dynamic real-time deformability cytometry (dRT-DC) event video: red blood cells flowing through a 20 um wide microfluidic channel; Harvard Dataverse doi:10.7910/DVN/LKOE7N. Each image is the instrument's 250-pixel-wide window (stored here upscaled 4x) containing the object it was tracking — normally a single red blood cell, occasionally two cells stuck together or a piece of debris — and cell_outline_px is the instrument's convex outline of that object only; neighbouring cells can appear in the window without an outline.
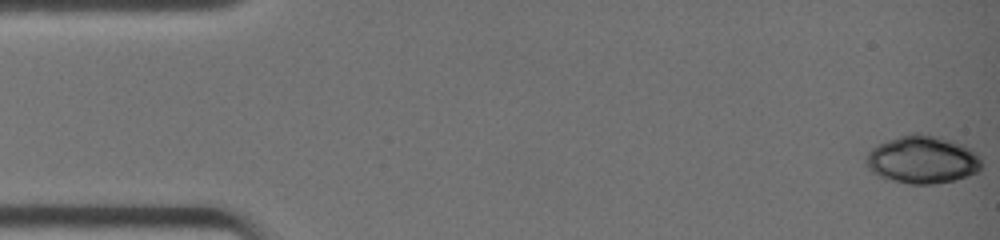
{"species": "common noctule bat (a hibernating species)", "species_latin": "Nyctalus noctula", "temperature_condition": "warm", "stored_images_in_passage": 12, "camera_frame_rate_fps": 3000, "um_per_image_px": 0.085, "animal": {"sex": "female", "body_mass_g": 19.0, "forearm_length_mm": 51.5}, "frame": {"image": 1, "passage_image": 1, "time_ms": 0.0, "image_size_px": [1000, 240], "cell_outline_px": [[980, 172], [956, 180], [936, 184], [908, 184], [892, 180], [880, 176], [872, 172], [864, 164], [864, 160], [868, 152], [876, 144], [912, 132], [920, 132], [952, 140], [964, 144], [972, 148], [980, 156]], "centroid_in_image_um": [78.41, 13.56], "position_along_channel_um": 6.6, "area_um2": 32.71}}
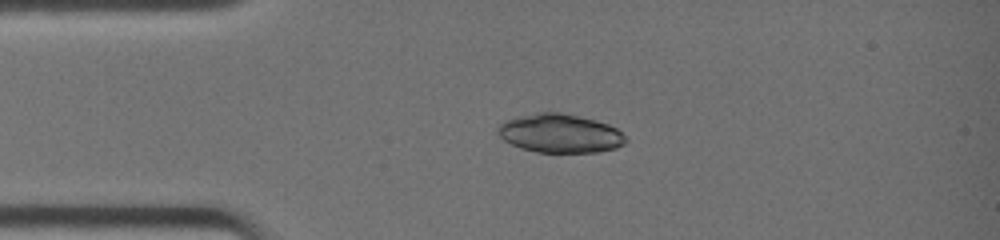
{"frame": {"image": 2, "passage_image": 10, "time_ms": 3.0, "image_size_px": [1000, 240], "cell_outline_px": [[628, 140], [624, 144], [616, 148], [600, 152], [536, 152], [520, 148], [504, 140], [500, 136], [500, 124], [508, 120], [536, 112], [560, 112], [608, 124], [616, 128]], "centroid_in_image_um": [47.64, 11.35], "position_along_channel_um": 37.4, "area_um2": 28.38}}